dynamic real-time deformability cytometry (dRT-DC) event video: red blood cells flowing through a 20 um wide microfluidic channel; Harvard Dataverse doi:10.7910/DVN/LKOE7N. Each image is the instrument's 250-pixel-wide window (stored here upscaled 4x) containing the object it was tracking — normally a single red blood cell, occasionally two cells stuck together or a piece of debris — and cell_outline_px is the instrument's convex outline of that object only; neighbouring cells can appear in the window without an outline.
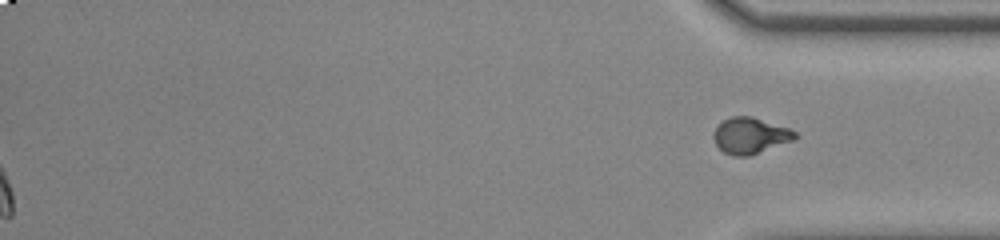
{"species": "common noctule bat (a hibernating species)", "species_latin": "Nyctalus noctula", "temperature_condition": "room temperature", "stored_images_in_passage": 46, "segment_of_instrument_passage": [2, 2], "camera_frame_rate_fps": 3000, "um_per_image_px": 0.085, "animal": {"sex": "male", "body_mass_g": 20.0, "forearm_length_mm": 53.3}, "frame": {"image": 1, "passage_image": 46, "time_ms": 15.0, "image_size_px": [1000, 240], "cell_outline_px": [[800, 136], [792, 140], [748, 156], [732, 156], [724, 152], [716, 144], [712, 136], [716, 128], [724, 120], [732, 116], [752, 116], [788, 128], [796, 132]], "centroid_in_image_um": [63.76, 11.52], "position_along_channel_um": 371.4, "area_um2": 16.88}}